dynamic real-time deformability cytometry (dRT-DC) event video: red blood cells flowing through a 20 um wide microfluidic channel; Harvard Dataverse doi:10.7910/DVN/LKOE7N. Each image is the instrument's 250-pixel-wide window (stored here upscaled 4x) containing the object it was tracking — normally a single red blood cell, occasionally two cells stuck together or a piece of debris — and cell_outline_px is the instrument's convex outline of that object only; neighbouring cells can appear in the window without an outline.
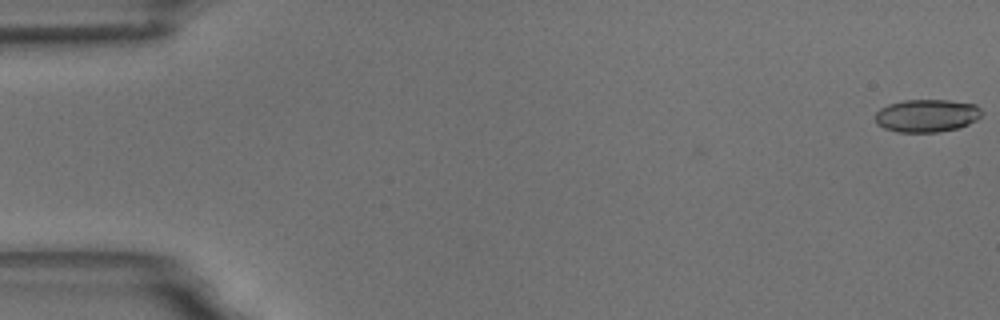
{"species": "common noctule bat (a hibernating species)", "species_latin": "Nyctalus noctula", "temperature_condition": "room temperature", "stored_images_in_passage": 58, "camera_frame_rate_fps": 3000, "um_per_image_px": 0.085, "animal": {"sex": "male", "body_mass_g": 18.8}, "frame": {"image": 1, "passage_image": 1, "time_ms": 0.0, "image_size_px": [1000, 320], "cell_outline_px": [[984, 112], [976, 120], [960, 128], [936, 132], [896, 132], [884, 128], [876, 124], [876, 112], [880, 108], [888, 104], [904, 100], [948, 100], [976, 104]], "centroid_in_image_um": [78.78, 9.83], "position_along_channel_um": 6.2, "area_um2": 20.52}}
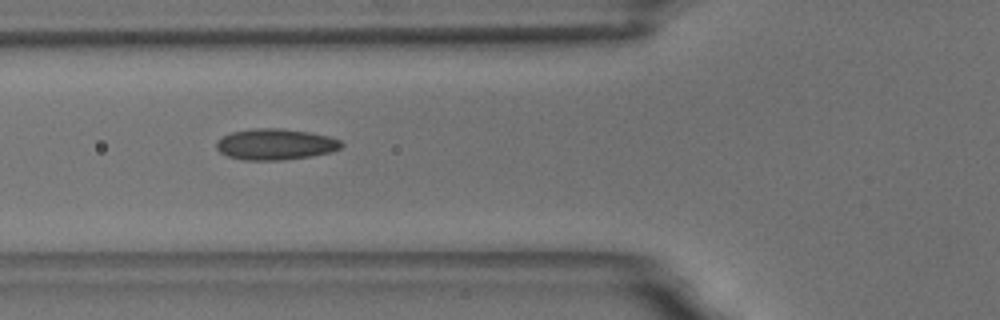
{"frame": {"image": 2, "passage_image": 22, "time_ms": 7.0, "image_size_px": [1000, 320], "cell_outline_px": [[344, 144], [340, 148], [332, 152], [312, 156], [280, 160], [244, 160], [228, 156], [220, 152], [216, 148], [216, 140], [232, 132], [252, 128], [280, 128], [308, 132], [328, 136], [340, 140]], "centroid_in_image_um": [23.4, 12.26], "position_along_channel_um": 102.4, "area_um2": 22.66}}
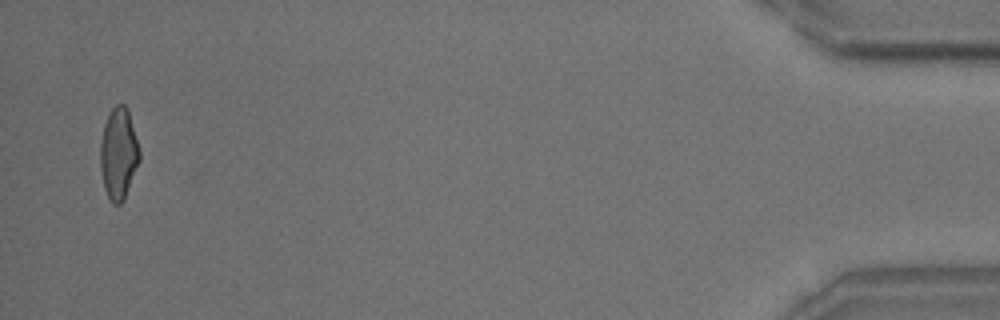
{"frame": {"image": 3, "passage_image": 57, "time_ms": 18.667, "image_size_px": [1000, 320], "cell_outline_px": [[140, 160], [124, 200], [120, 204], [112, 204], [108, 200], [104, 188], [100, 168], [100, 144], [104, 124], [112, 108], [116, 104], [124, 104], [128, 108], [140, 148]], "centroid_in_image_um": [10.08, 13.07], "position_along_channel_um": 425.1, "area_um2": 21.21}, "authors_computed_cell_mechanics": {"area_um2": 21.097, "velocity_mm_per_s": 3.5, "shape_relaxation_time_tau1_ms": 6.3922, "shape_relaxation_time_tau2_ms": 1.5426, "deformation_change_tau1": 0.1737, "deformation_change_tau2": 0.0863}}